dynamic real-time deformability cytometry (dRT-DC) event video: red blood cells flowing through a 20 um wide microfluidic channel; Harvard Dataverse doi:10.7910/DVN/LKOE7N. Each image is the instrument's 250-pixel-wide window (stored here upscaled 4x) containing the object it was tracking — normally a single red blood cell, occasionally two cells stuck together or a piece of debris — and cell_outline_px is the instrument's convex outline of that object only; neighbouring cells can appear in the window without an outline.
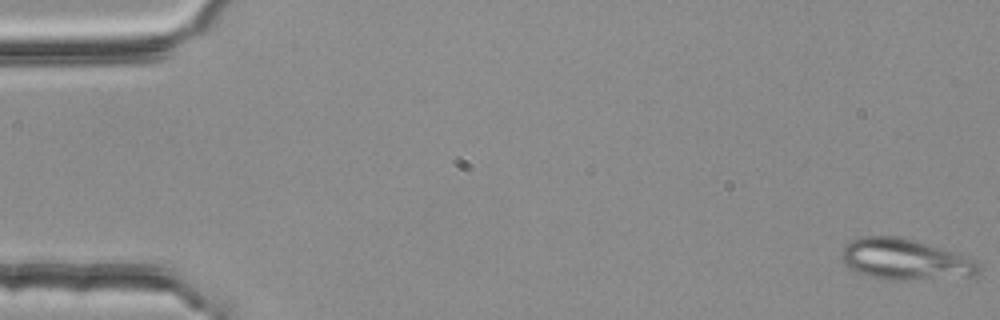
{"species": "common noctule bat (a hibernating species)", "species_latin": "Nyctalus noctula", "temperature_condition": "room temperature", "stored_images_in_passage": 5, "camera_frame_rate_fps": 3000, "um_per_image_px": 0.085, "animal": {"sex": "female", "body_mass_g": 25.1}, "frame": {"image": 1, "passage_image": 1, "time_ms": 0.0, "image_size_px": [1000, 320], "cell_outline_px": [[980, 272], [972, 276], [912, 280], [884, 280], [868, 276], [856, 272], [848, 268], [840, 256], [844, 244], [860, 236], [896, 236], [960, 252], [980, 264]], "centroid_in_image_um": [76.92, 22.05], "position_along_channel_um": 8.1, "area_um2": 33.18}}